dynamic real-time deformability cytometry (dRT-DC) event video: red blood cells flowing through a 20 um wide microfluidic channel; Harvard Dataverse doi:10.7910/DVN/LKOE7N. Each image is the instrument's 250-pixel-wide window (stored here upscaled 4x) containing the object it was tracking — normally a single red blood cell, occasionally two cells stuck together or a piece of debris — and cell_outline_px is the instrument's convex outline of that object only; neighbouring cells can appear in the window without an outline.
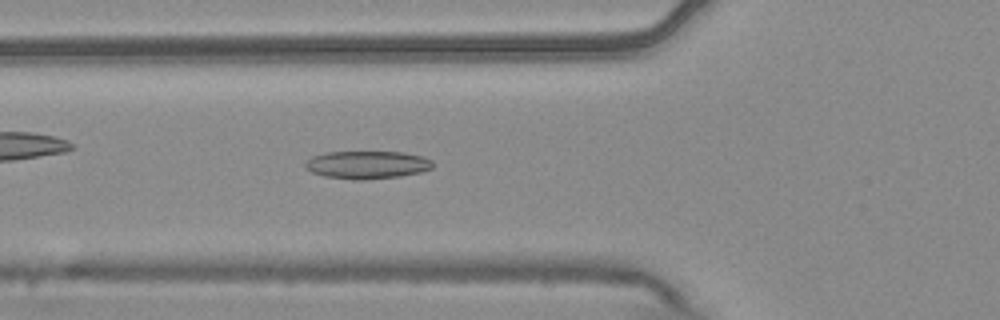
{"species": "common noctule bat (a hibernating species)", "species_latin": "Nyctalus noctula", "temperature_condition": "warm", "stored_images_in_passage": 6, "camera_frame_rate_fps": 3000, "um_per_image_px": 0.085, "animal": {"sex": "male", "body_mass_g": 20.4}, "frame": {"image": 1, "passage_image": 6, "time_ms": 1.667, "image_size_px": [1000, 320], "cell_outline_px": [[432, 168], [420, 172], [400, 176], [364, 180], [352, 180], [324, 176], [312, 172], [304, 168], [304, 164], [312, 156], [324, 152], [404, 152], [424, 156], [432, 160]], "centroid_in_image_um": [31.19, 14.01], "position_along_channel_um": 94.6, "area_um2": 20.87}}